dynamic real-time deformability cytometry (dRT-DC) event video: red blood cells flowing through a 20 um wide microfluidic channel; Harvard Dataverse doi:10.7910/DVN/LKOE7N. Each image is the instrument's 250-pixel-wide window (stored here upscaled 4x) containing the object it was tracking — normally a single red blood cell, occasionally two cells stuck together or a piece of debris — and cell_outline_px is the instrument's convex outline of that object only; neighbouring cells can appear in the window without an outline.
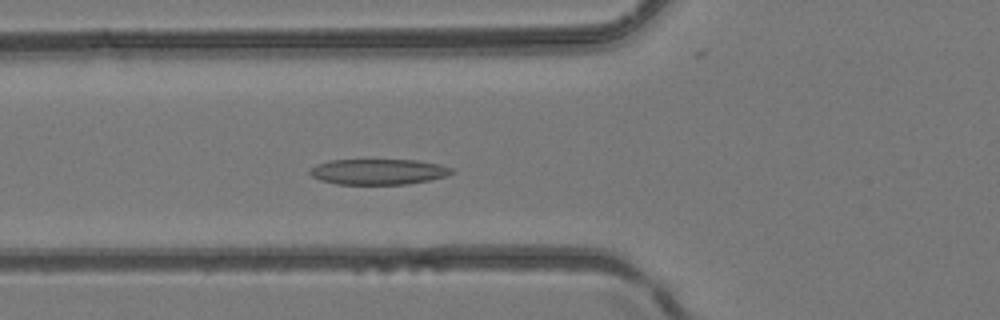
{"species": "common noctule bat (a hibernating species)", "species_latin": "Nyctalus noctula", "temperature_condition": "room temperature", "stored_images_in_passage": 46, "camera_frame_rate_fps": 3000, "um_per_image_px": 0.085, "animal": {"sex": "female", "body_mass_g": 24.6, "forearm_length_mm": 56.2}, "frame": {"image": 1, "passage_image": 16, "time_ms": 5.0, "image_size_px": [1000, 320], "cell_outline_px": [[456, 172], [448, 176], [408, 184], [336, 184], [320, 180], [312, 176], [308, 172], [316, 164], [328, 160], [416, 160], [440, 164], [452, 168]], "centroid_in_image_um": [32.18, 14.59], "position_along_channel_um": 93.6, "area_um2": 21.27}}
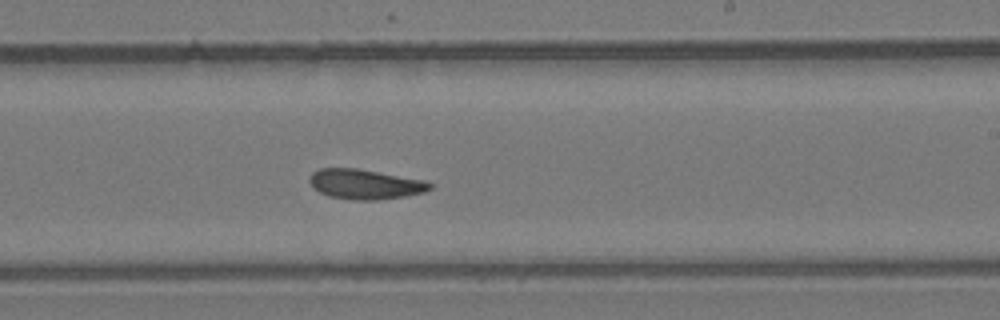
{"frame": {"image": 2, "passage_image": 27, "time_ms": 8.667, "image_size_px": [1000, 320], "cell_outline_px": [[432, 188], [424, 192], [404, 196], [376, 200], [352, 200], [328, 196], [312, 188], [308, 180], [312, 172], [320, 168], [356, 168], [424, 180], [432, 184]], "centroid_in_image_um": [30.98, 15.66], "position_along_channel_um": 258.0, "area_um2": 20.98}}
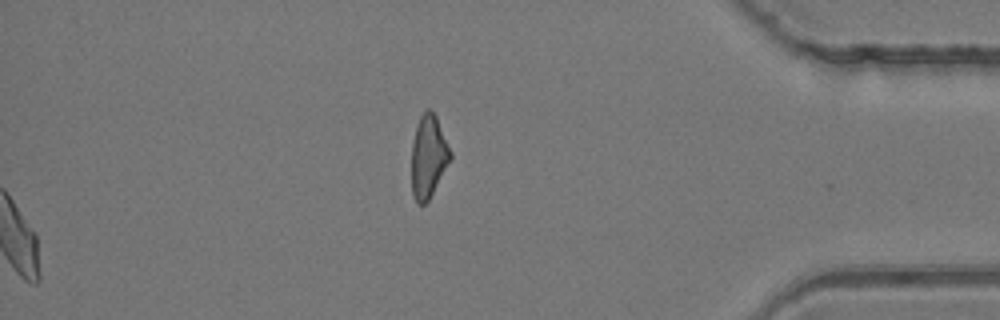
{"frame": {"image": 3, "passage_image": 46, "time_ms": 15.0, "image_size_px": [1000, 320], "cell_outline_px": [[452, 160], [428, 200], [424, 204], [416, 204], [412, 196], [412, 144], [416, 124], [420, 116], [428, 108], [436, 116], [452, 152]], "centroid_in_image_um": [36.42, 13.32], "position_along_channel_um": 398.8, "area_um2": 18.84}}